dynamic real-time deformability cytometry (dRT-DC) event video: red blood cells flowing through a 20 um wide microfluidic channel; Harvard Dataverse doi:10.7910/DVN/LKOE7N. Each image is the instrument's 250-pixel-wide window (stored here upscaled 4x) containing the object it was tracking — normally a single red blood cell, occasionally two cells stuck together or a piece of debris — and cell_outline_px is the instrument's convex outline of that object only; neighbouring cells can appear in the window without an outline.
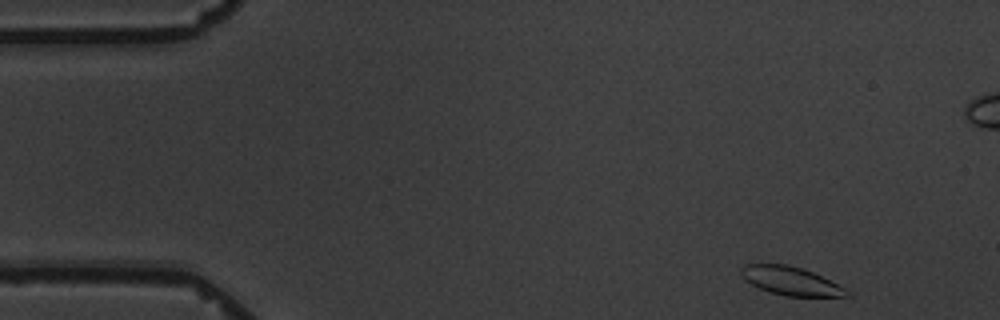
{"species": "common noctule bat (a hibernating species)", "species_latin": "Nyctalus noctula", "temperature_condition": "warm", "stored_images_in_passage": 5, "camera_frame_rate_fps": 3000, "um_per_image_px": 0.085, "animal": {"sex": "male", "body_mass_g": 19.5, "forearm_length_mm": 54.6}, "frame": {"image": 1, "passage_image": 1, "time_ms": 0.0, "image_size_px": [1000, 320], "cell_outline_px": [[848, 296], [784, 296], [768, 292], [744, 280], [740, 272], [740, 268], [744, 264], [784, 264], [800, 268], [812, 272], [844, 288], [848, 292]], "centroid_in_image_um": [67.13, 23.88], "position_along_channel_um": 17.9, "area_um2": 17.17}}